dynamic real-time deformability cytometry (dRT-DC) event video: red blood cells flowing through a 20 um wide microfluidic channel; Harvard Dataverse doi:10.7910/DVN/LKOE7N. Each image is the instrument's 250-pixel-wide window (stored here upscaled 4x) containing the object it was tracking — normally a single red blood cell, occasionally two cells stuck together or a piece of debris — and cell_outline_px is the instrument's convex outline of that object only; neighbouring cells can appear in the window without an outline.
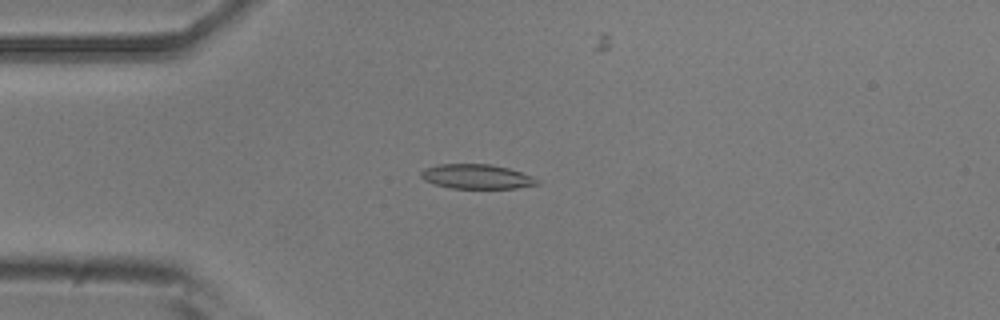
{"species": "common noctule bat (a hibernating species)", "species_latin": "Nyctalus noctula", "temperature_condition": "room temperature", "stored_images_in_passage": 46, "camera_frame_rate_fps": 3000, "um_per_image_px": 0.085, "animal": {"sex": "male", "body_mass_g": 20.5, "forearm_length_mm": 52.5}, "frame": {"image": 1, "passage_image": 7, "time_ms": 2.0, "image_size_px": [1000, 320], "cell_outline_px": [[540, 184], [516, 188], [452, 188], [436, 184], [424, 180], [420, 176], [420, 172], [424, 168], [440, 164], [492, 164], [508, 168], [532, 176]], "centroid_in_image_um": [40.49, 15.0], "position_along_channel_um": 44.5, "area_um2": 16.47}}
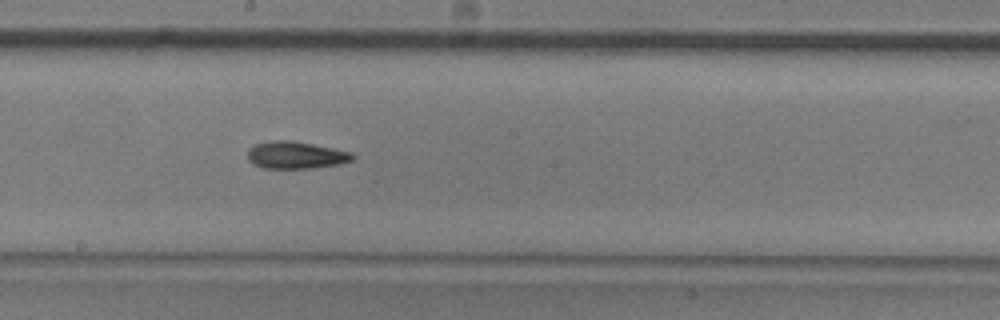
{"frame": {"image": 2, "passage_image": 22, "time_ms": 7.0, "image_size_px": [1000, 320], "cell_outline_px": [[356, 156], [352, 160], [336, 164], [312, 168], [264, 168], [252, 164], [248, 160], [248, 148], [256, 144], [268, 140], [288, 140], [312, 144], [352, 152]], "centroid_in_image_um": [25.1, 13.18], "position_along_channel_um": 223.1, "area_um2": 16.59}}
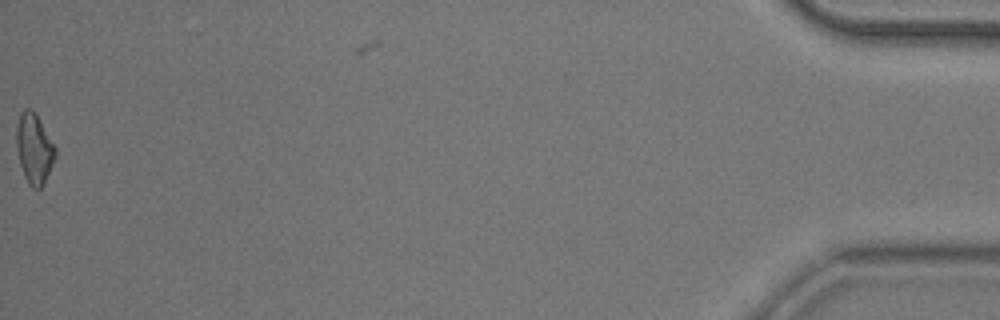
{"frame": {"image": 3, "passage_image": 46, "time_ms": 15.0, "image_size_px": [1000, 320], "cell_outline_px": [[56, 156], [44, 184], [40, 188], [32, 188], [28, 184], [24, 176], [20, 164], [16, 148], [16, 128], [20, 112], [24, 108], [32, 108], [36, 112], [56, 148]], "centroid_in_image_um": [2.9, 12.6], "position_along_channel_um": 432.3, "area_um2": 16.13}, "authors_computed_cell_mechanics": {"area_um2": 16.2129, "velocity_mm_per_s": 3.8958, "shape_relaxation_time_tau1_ms": null, "shape_relaxation_time_tau2_ms": 6.2962, "deformation_change_tau1": null, "deformation_change_tau2": 0.1504}}